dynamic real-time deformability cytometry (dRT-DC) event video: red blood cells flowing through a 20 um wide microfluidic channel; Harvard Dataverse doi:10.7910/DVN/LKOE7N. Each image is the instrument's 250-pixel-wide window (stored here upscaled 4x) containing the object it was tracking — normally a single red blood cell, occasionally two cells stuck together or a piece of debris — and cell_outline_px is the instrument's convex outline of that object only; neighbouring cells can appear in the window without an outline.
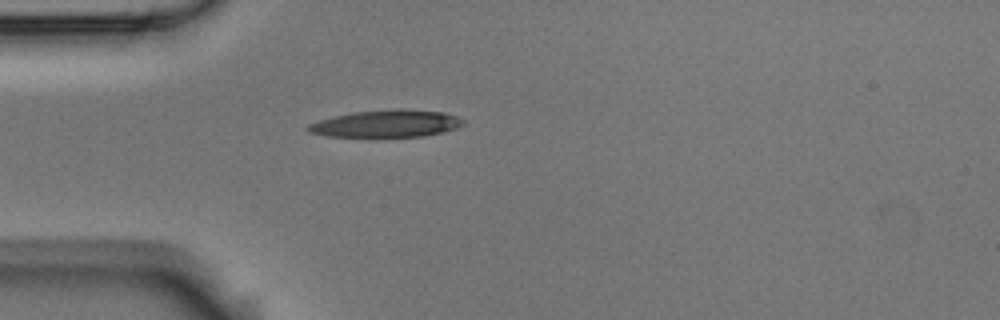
{"species": "Egyptian fruit bat (a non-hibernating species)", "species_latin": "Rousettus aegyptiacus", "temperature_condition": "room temperature", "stored_images_in_passage": 1, "camera_frame_rate_fps": 3000, "um_per_image_px": 0.085, "animal": {"sex": "male"}, "frame": {"image": 1, "passage_image": 1, "time_ms": 0.0, "image_size_px": [1000, 320], "cell_outline_px": [[464, 124], [456, 128], [444, 132], [424, 136], [380, 140], [328, 136], [308, 132], [304, 128], [308, 124], [320, 120], [352, 112], [400, 108], [444, 112], [456, 116], [464, 120]], "centroid_in_image_um": [32.82, 10.56], "position_along_channel_um": 52.2, "area_um2": 25.89}}